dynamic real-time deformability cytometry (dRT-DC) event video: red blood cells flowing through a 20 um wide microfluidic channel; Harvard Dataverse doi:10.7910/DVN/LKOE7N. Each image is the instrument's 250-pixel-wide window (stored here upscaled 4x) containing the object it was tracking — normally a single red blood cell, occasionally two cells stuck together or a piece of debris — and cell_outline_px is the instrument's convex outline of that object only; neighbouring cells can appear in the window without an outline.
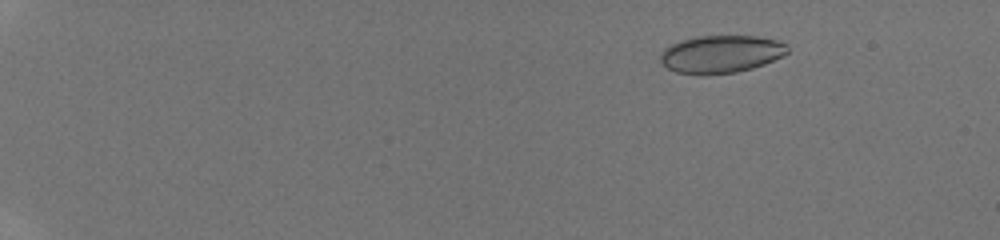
{"species": "human", "species_latin": "Homo sapiens", "temperature_condition": "room temperature", "stored_images_in_passage": 47, "camera_frame_rate_fps": 3000, "um_per_image_px": 0.085, "donor": {"sex": "male"}, "frame": {"image": 1, "passage_image": 8, "time_ms": 2.333, "image_size_px": [1000, 240], "cell_outline_px": [[788, 52], [784, 56], [764, 64], [752, 68], [736, 72], [700, 76], [676, 72], [668, 68], [660, 60], [660, 52], [664, 48], [680, 40], [696, 36], [756, 36], [776, 40], [788, 44]], "centroid_in_image_um": [61.28, 4.61], "position_along_channel_um": 23.7, "area_um2": 28.21}}
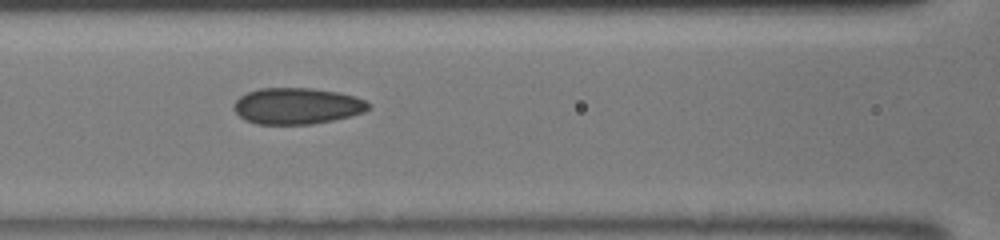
{"frame": {"image": 2, "passage_image": 25, "time_ms": 8.0, "image_size_px": [1000, 240], "cell_outline_px": [[368, 108], [364, 112], [352, 116], [312, 124], [256, 124], [244, 120], [232, 108], [232, 104], [240, 96], [248, 92], [260, 88], [312, 88], [336, 92], [356, 96], [364, 100], [368, 104]], "centroid_in_image_um": [25.21, 9.01], "position_along_channel_um": 141.4, "area_um2": 28.5}}
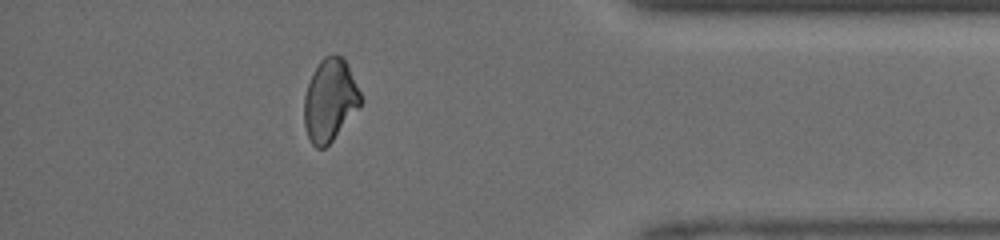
{"frame": {"image": 3, "passage_image": 43, "time_ms": 14.0, "image_size_px": [1000, 240], "cell_outline_px": [[364, 100], [360, 108], [332, 140], [324, 148], [316, 148], [312, 144], [308, 136], [304, 124], [304, 96], [308, 84], [320, 60], [324, 56], [332, 52], [340, 56], [348, 64]], "centroid_in_image_um": [28.07, 8.5], "position_along_channel_um": 407.1, "area_um2": 27.28}}